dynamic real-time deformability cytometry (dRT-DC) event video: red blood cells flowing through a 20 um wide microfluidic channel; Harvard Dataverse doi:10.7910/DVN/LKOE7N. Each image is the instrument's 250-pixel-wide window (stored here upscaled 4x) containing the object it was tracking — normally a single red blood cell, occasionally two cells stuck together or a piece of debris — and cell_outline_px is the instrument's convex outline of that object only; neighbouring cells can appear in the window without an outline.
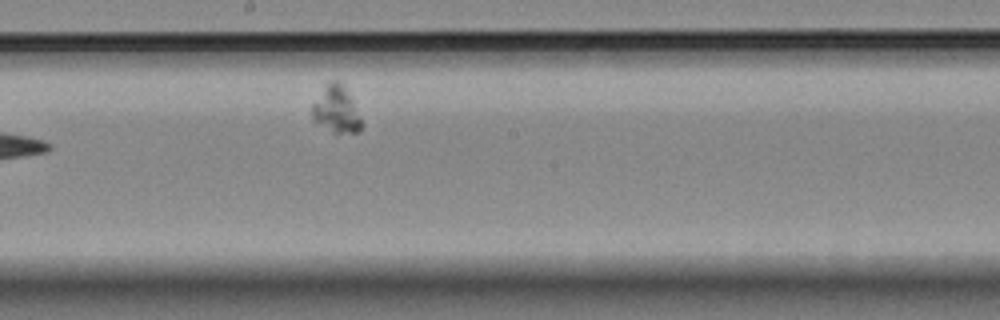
{"species": "Egyptian fruit bat (a non-hibernating species)", "species_latin": "Rousettus aegyptiacus", "temperature_condition": "room temperature", "stored_images_in_passage": 11, "segment_of_instrument_passage": [1, 2], "camera_frame_rate_fps": 3000, "um_per_image_px": 0.085, "animal": {"sex": "female"}, "frame": {"image": 1, "passage_image": 10, "time_ms": 11.0, "image_size_px": [1000, 320], "cell_outline_px": [[364, 124], [360, 132], [332, 132], [312, 120], [312, 104], [328, 80], [340, 80], [352, 100]], "centroid_in_image_um": [28.58, 9.3], "position_along_channel_um": 219.6, "area_um2": 13.53}}